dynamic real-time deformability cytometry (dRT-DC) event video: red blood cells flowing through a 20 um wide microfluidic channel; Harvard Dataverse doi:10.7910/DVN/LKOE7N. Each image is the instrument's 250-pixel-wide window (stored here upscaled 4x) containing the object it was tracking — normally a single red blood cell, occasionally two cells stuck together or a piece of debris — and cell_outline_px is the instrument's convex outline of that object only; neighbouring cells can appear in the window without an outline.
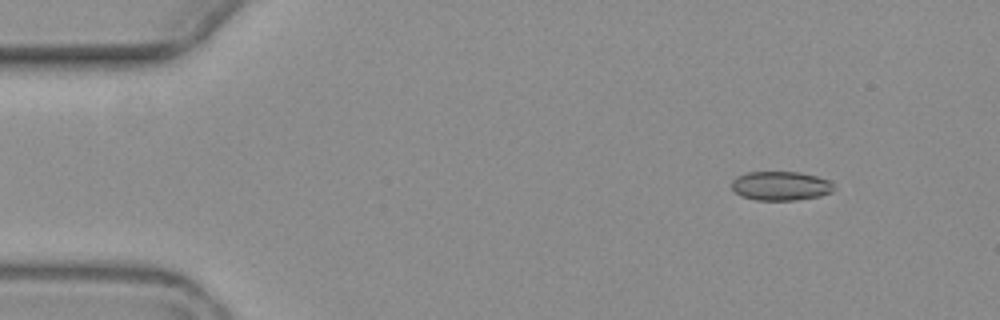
{"species": "common noctule bat (a hibernating species)", "species_latin": "Nyctalus noctula", "temperature_condition": "warm", "stored_images_in_passage": 5, "camera_frame_rate_fps": 3000, "um_per_image_px": 0.085, "animal": {"sex": "female", "body_mass_g": 19.3, "forearm_length_mm": 54.1}, "frame": {"image": 1, "passage_image": 2, "time_ms": 1.0, "image_size_px": [1000, 320], "cell_outline_px": [[832, 192], [820, 196], [796, 200], [756, 200], [740, 196], [732, 188], [732, 180], [736, 176], [748, 172], [800, 172], [816, 176], [828, 180], [832, 184]], "centroid_in_image_um": [66.32, 15.8], "position_along_channel_um": 18.7, "area_um2": 17.28}}
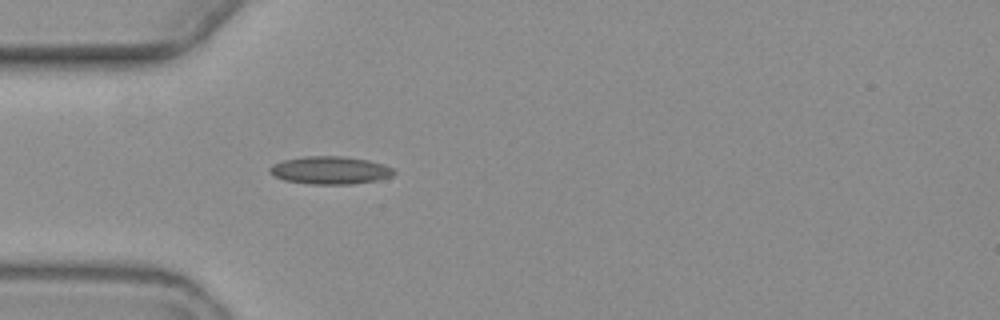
{"frame": {"image": 2, "passage_image": 5, "time_ms": 4.667, "image_size_px": [1000, 320], "cell_outline_px": [[396, 172], [392, 176], [376, 180], [352, 184], [308, 184], [284, 180], [272, 176], [268, 172], [268, 168], [272, 164], [284, 160], [304, 156], [344, 156], [368, 160], [384, 164], [392, 168]], "centroid_in_image_um": [28.02, 14.47], "position_along_channel_um": 57.0, "area_um2": 20.29}}